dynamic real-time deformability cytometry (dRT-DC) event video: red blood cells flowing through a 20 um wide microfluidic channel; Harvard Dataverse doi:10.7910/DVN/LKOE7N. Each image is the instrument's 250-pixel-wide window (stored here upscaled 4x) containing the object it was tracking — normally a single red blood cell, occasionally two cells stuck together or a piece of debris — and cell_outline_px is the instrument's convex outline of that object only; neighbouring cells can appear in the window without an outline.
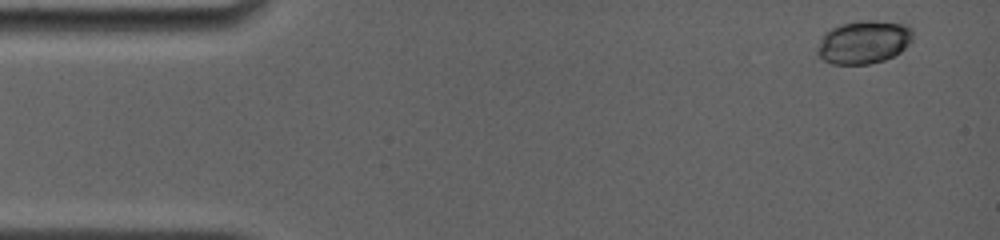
{"species": "common noctule bat (a hibernating species)", "species_latin": "Nyctalus noctula", "temperature_condition": "room temperature", "stored_images_in_passage": 6, "camera_frame_rate_fps": 4000, "um_per_image_px": 0.085, "animal": {"sex": "female", "body_mass_g": 19.0, "forearm_length_mm": 56.7}, "frame": {"image": 1, "passage_image": 1, "time_ms": 0.0, "image_size_px": [1000, 240], "cell_outline_px": [[912, 40], [900, 52], [884, 60], [868, 64], [832, 64], [824, 60], [816, 52], [816, 48], [824, 32], [840, 24], [864, 20], [876, 20], [908, 24], [912, 28]], "centroid_in_image_um": [73.41, 3.56], "position_along_channel_um": 11.6, "area_um2": 24.16}}
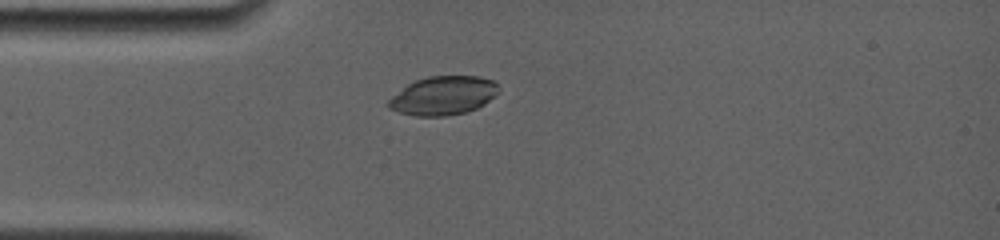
{"frame": {"image": 2, "passage_image": 4, "time_ms": 3.5, "image_size_px": [1000, 240], "cell_outline_px": [[500, 92], [496, 96], [484, 104], [468, 112], [444, 116], [416, 116], [400, 112], [388, 108], [388, 100], [392, 96], [408, 84], [416, 80], [428, 76], [480, 76], [492, 80], [496, 84]], "centroid_in_image_um": [37.7, 8.13], "position_along_channel_um": 47.3, "area_um2": 24.85}}
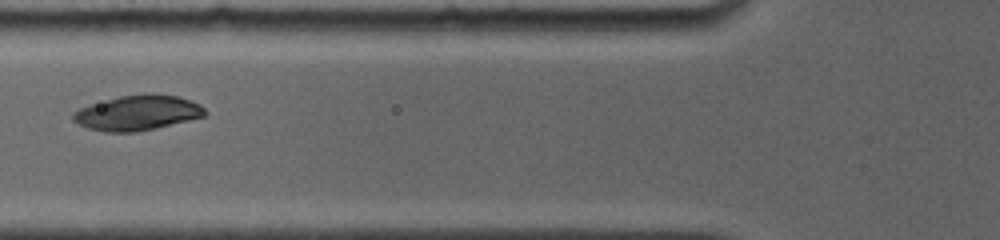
{"frame": {"image": 3, "passage_image": 6, "time_ms": 5.5, "image_size_px": [1000, 240], "cell_outline_px": [[208, 112], [204, 116], [156, 128], [136, 132], [104, 132], [88, 128], [76, 124], [72, 120], [72, 112], [80, 108], [92, 104], [120, 96], [148, 92], [152, 92], [176, 96], [200, 104]], "centroid_in_image_um": [11.66, 9.59], "position_along_channel_um": 114.1, "area_um2": 27.05}}